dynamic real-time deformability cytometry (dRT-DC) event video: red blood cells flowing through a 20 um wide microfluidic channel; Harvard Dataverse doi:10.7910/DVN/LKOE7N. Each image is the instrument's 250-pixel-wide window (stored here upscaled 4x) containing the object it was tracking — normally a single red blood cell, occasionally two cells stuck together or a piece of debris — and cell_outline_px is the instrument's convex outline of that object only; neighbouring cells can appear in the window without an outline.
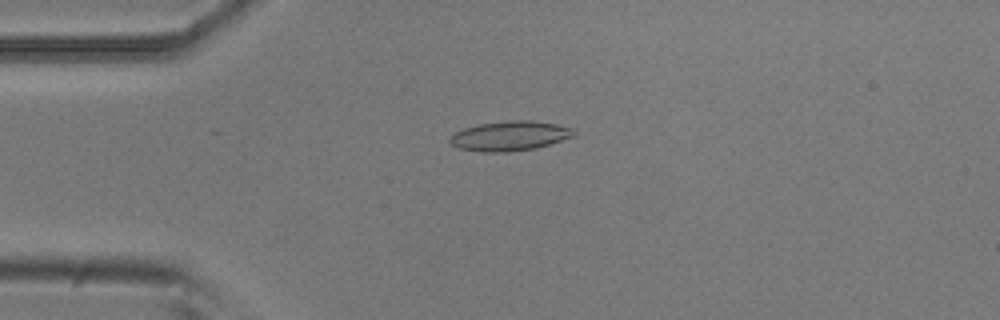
{"species": "common noctule bat (a hibernating species)", "species_latin": "Nyctalus noctula", "temperature_condition": "room temperature", "stored_images_in_passage": 39, "camera_frame_rate_fps": 3000, "um_per_image_px": 0.085, "animal": {"sex": "male", "body_mass_g": 20.5, "forearm_length_mm": 52.5}, "frame": {"image": 1, "passage_image": 6, "time_ms": 1.667, "image_size_px": [1000, 320], "cell_outline_px": [[576, 132], [572, 136], [536, 148], [508, 152], [484, 152], [460, 148], [452, 144], [448, 140], [456, 132], [464, 128], [480, 124], [512, 120], [528, 120], [556, 124], [576, 128]], "centroid_in_image_um": [43.35, 11.55], "position_along_channel_um": 41.6, "area_um2": 21.15}}
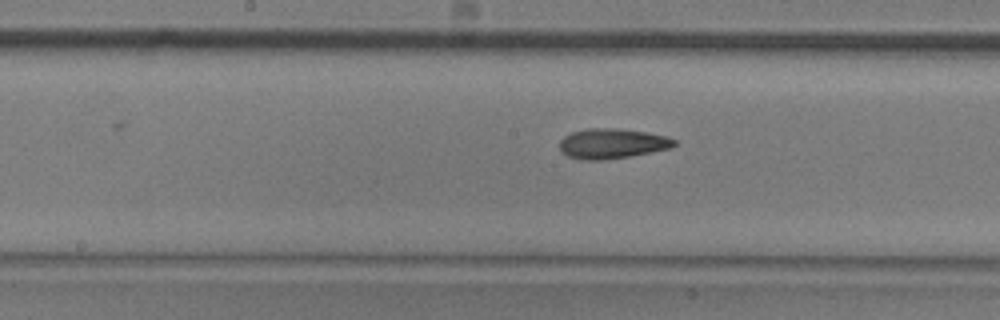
{"frame": {"image": 2, "passage_image": 20, "time_ms": 6.333, "image_size_px": [1000, 320], "cell_outline_px": [[676, 144], [672, 148], [628, 156], [600, 160], [584, 160], [568, 156], [560, 148], [560, 140], [564, 136], [572, 132], [588, 128], [620, 128], [648, 132], [668, 136], [676, 140]], "centroid_in_image_um": [52.06, 12.18], "position_along_channel_um": 196.1, "area_um2": 20.06}}
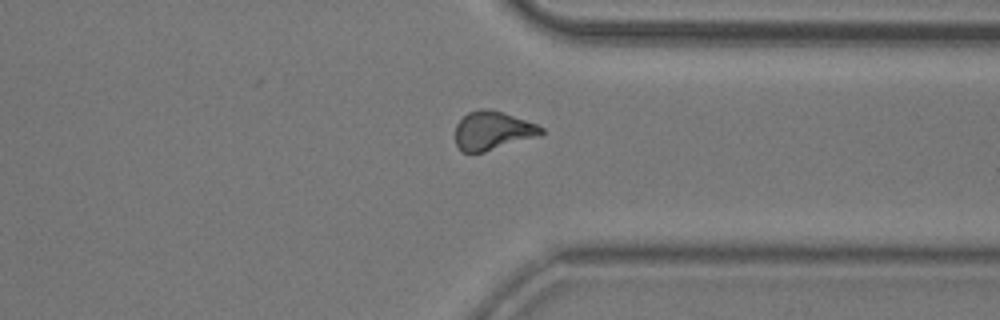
{"frame": {"image": 3, "passage_image": 34, "time_ms": 11.0, "image_size_px": [1000, 320], "cell_outline_px": [[544, 132], [540, 136], [484, 152], [464, 152], [456, 144], [456, 124], [468, 112], [480, 108], [504, 112], [536, 124], [544, 128]], "centroid_in_image_um": [41.9, 11.1], "position_along_channel_um": 369.5, "area_um2": 19.25}, "authors_computed_cell_mechanics": {"area_um2": 19.4786, "velocity_mm_per_s": 3.7488, "shape_relaxation_time_tau1_ms": 6.9282, "shape_relaxation_time_tau2_ms": 2.4522, "deformation_change_tau1": 0.181, "deformation_change_tau2": 0.1038}}